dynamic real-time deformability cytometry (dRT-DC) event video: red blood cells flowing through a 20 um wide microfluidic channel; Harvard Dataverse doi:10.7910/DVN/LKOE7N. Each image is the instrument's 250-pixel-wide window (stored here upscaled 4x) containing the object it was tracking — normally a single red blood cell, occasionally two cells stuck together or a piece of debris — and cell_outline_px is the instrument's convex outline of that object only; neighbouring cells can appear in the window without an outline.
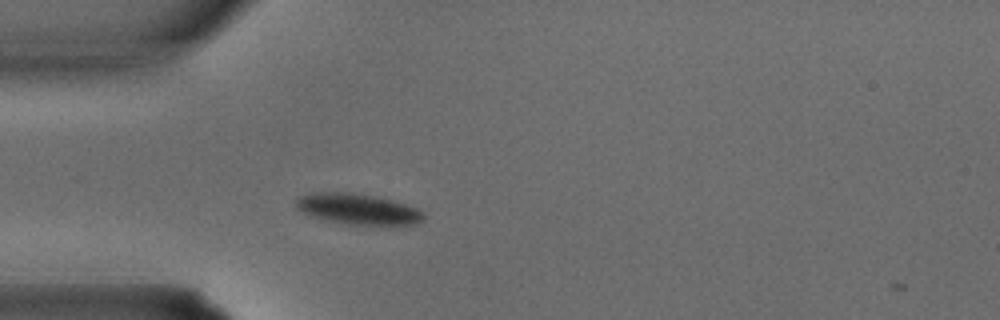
{"species": "common noctule bat (a hibernating species)", "species_latin": "Nyctalus noctula", "temperature_condition": "warm", "stored_images_in_passage": 26, "camera_frame_rate_fps": 3000, "um_per_image_px": 0.085, "animal": {"sex": "male", "body_mass_g": 15.6}, "frame": {"image": 1, "passage_image": 1, "time_ms": 0.0, "image_size_px": [1000, 320], "cell_outline_px": [[424, 220], [416, 224], [348, 224], [328, 220], [304, 212], [296, 208], [296, 196], [312, 192], [352, 192], [376, 196], [392, 200], [416, 208], [424, 212]], "centroid_in_image_um": [30.41, 17.74], "position_along_channel_um": 54.6, "area_um2": 22.6}}
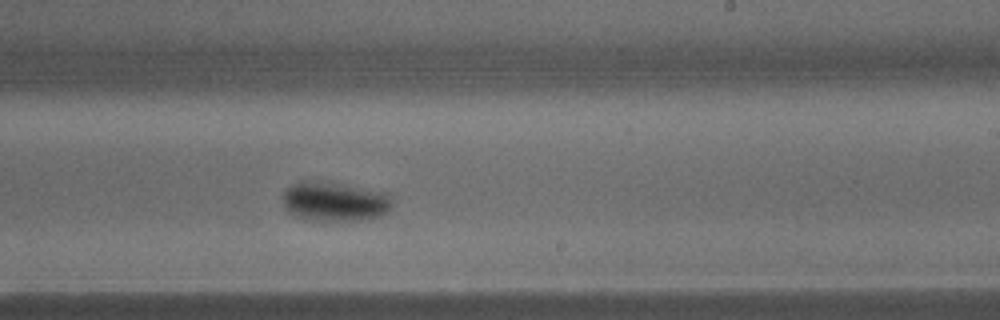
{"frame": {"image": 2, "passage_image": 12, "time_ms": 3.667, "image_size_px": [1000, 320], "cell_outline_px": [[392, 208], [388, 212], [380, 216], [368, 220], [308, 220], [296, 216], [288, 212], [284, 204], [284, 192], [292, 184], [300, 180], [304, 180], [344, 184], [388, 192], [392, 200]], "centroid_in_image_um": [28.5, 17.13], "position_along_channel_um": 260.5, "area_um2": 25.37}}
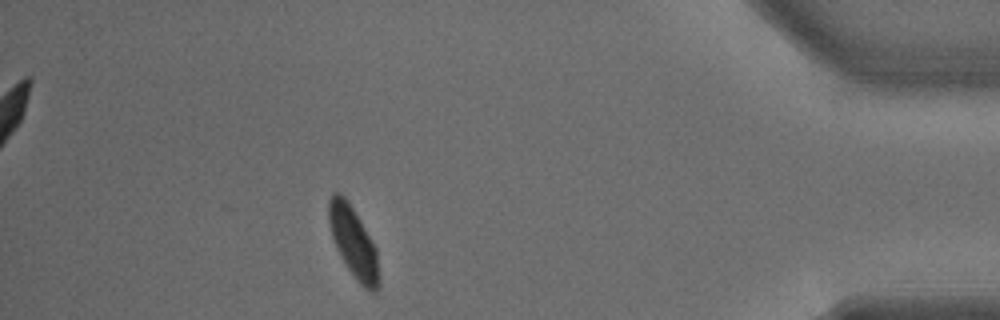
{"frame": {"image": 3, "passage_image": 22, "time_ms": 7.0, "image_size_px": [1000, 320], "cell_outline_px": [[380, 284], [376, 292], [372, 292], [364, 288], [356, 280], [340, 256], [336, 248], [332, 236], [328, 220], [328, 200], [332, 192], [340, 192], [348, 200], [376, 248], [380, 276]], "centroid_in_image_um": [30.04, 20.6], "position_along_channel_um": 405.2, "area_um2": 20.81}}